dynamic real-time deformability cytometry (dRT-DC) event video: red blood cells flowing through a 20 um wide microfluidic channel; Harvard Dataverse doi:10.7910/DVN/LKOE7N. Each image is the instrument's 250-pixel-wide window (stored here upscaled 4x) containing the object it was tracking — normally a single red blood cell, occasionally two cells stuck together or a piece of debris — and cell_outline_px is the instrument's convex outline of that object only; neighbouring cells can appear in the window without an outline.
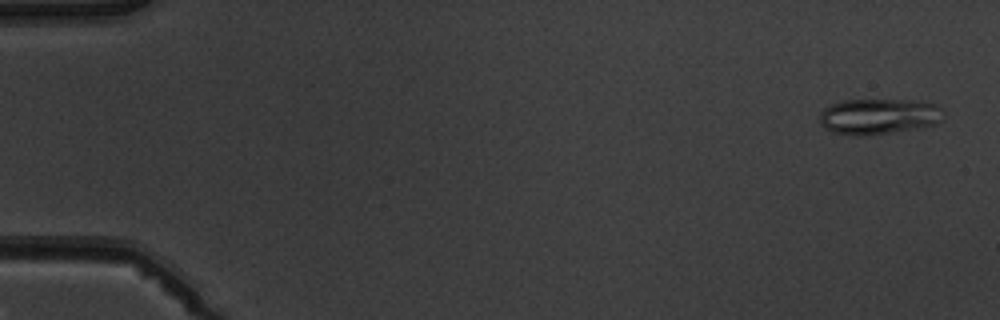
{"species": "common noctule bat (a hibernating species)", "species_latin": "Nyctalus noctula", "temperature_condition": "warm", "stored_images_in_passage": 6, "camera_frame_rate_fps": 3000, "um_per_image_px": 0.085, "animal": {"sex": "male", "body_mass_g": 19.5, "forearm_length_mm": 54.6}, "frame": {"image": 1, "passage_image": 1, "time_ms": 0.0, "image_size_px": [1000, 320], "cell_outline_px": [[944, 116], [936, 124], [892, 132], [864, 136], [856, 136], [832, 132], [824, 128], [820, 124], [820, 112], [824, 108], [832, 104], [844, 100], [912, 100], [936, 104], [940, 108]], "centroid_in_image_um": [74.65, 9.89], "position_along_channel_um": 10.3, "area_um2": 25.72}}
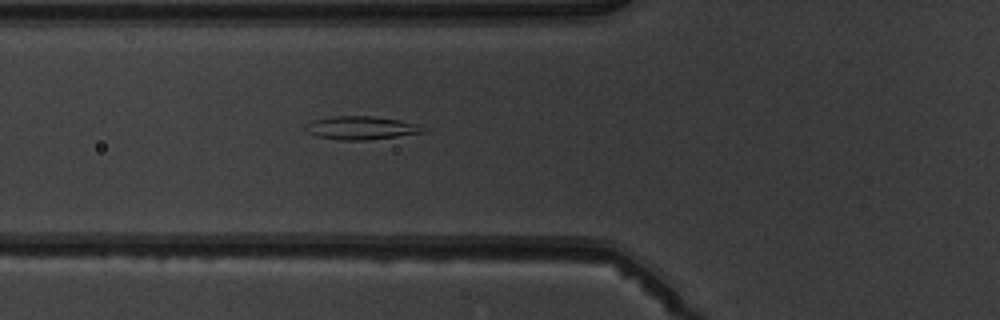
{"frame": {"image": 2, "passage_image": 6, "time_ms": 5.667, "image_size_px": [1000, 320], "cell_outline_px": [[428, 132], [364, 140], [340, 140], [316, 136], [304, 132], [308, 124], [312, 120], [332, 116], [372, 116], [420, 124]], "centroid_in_image_um": [30.68, 10.87], "position_along_channel_um": 95.1, "area_um2": 15.9}}